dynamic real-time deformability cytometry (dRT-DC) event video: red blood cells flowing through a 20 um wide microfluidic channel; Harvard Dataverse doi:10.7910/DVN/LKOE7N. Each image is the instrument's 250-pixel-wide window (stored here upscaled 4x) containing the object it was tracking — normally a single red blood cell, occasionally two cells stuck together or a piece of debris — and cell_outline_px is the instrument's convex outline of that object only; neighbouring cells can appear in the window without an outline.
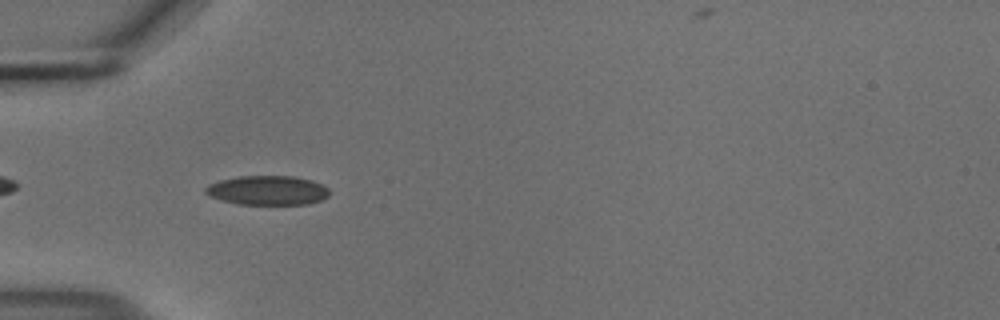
{"species": "common noctule bat (a hibernating species)", "species_latin": "Nyctalus noctula", "temperature_condition": "cold", "stored_images_in_passage": 34, "camera_frame_rate_fps": 3000, "um_per_image_px": 0.085, "animal": {"sex": "male", "body_mass_g": 18.8}, "frame": {"image": 1, "passage_image": 3, "time_ms": 0.667, "image_size_px": [1000, 320], "cell_outline_px": [[328, 196], [324, 200], [308, 204], [236, 204], [208, 196], [204, 192], [204, 188], [208, 184], [220, 180], [240, 176], [292, 176], [312, 180], [328, 188]], "centroid_in_image_um": [22.72, 16.18], "position_along_channel_um": 62.3, "area_um2": 21.27}}
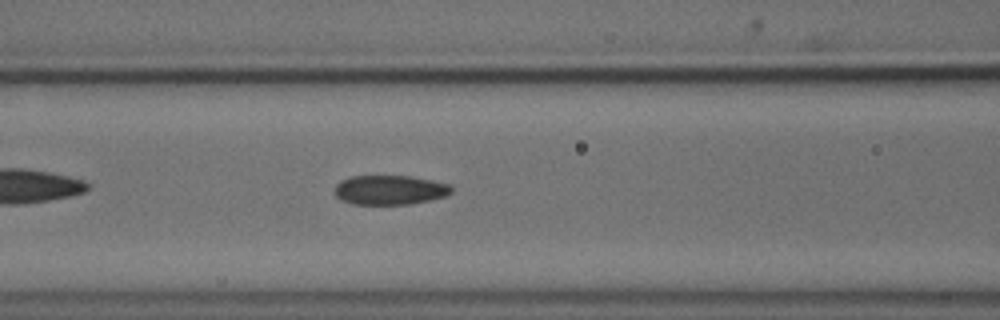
{"frame": {"image": 2, "passage_image": 9, "time_ms": 2.667, "image_size_px": [1000, 320], "cell_outline_px": [[452, 192], [444, 196], [428, 200], [408, 204], [352, 204], [340, 200], [332, 192], [336, 184], [340, 180], [348, 176], [412, 176], [432, 180], [448, 184], [452, 188]], "centroid_in_image_um": [33.06, 16.14], "position_along_channel_um": 133.5, "area_um2": 20.17}}
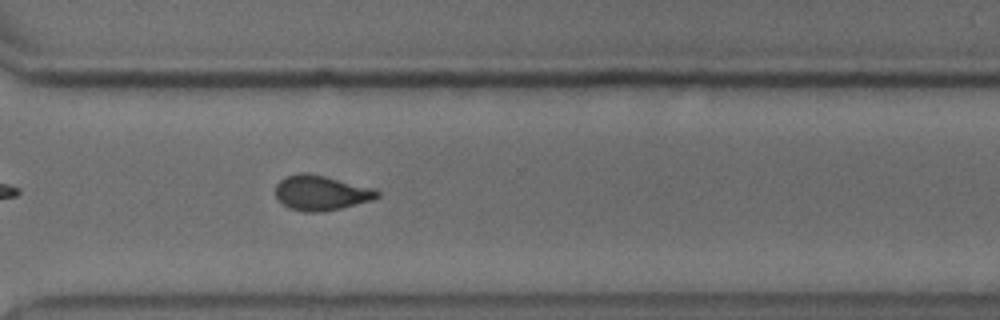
{"frame": {"image": 3, "passage_image": 26, "time_ms": 8.333, "image_size_px": [1000, 320], "cell_outline_px": [[380, 196], [372, 200], [324, 212], [304, 212], [288, 208], [276, 196], [276, 184], [284, 176], [300, 172], [308, 172], [376, 188], [380, 192]], "centroid_in_image_um": [27.3, 16.38], "position_along_channel_um": 343.3, "area_um2": 20.92}, "authors_computed_cell_mechanics": {"area_um2": 20.9236, "velocity_mm_per_s": 3.7077, "shape_relaxation_time_tau1_ms": 9.1281, "shape_relaxation_time_tau2_ms": 2.4628, "deformation_change_tau1": 0.1798, "deformation_change_tau2": 0.0691}}